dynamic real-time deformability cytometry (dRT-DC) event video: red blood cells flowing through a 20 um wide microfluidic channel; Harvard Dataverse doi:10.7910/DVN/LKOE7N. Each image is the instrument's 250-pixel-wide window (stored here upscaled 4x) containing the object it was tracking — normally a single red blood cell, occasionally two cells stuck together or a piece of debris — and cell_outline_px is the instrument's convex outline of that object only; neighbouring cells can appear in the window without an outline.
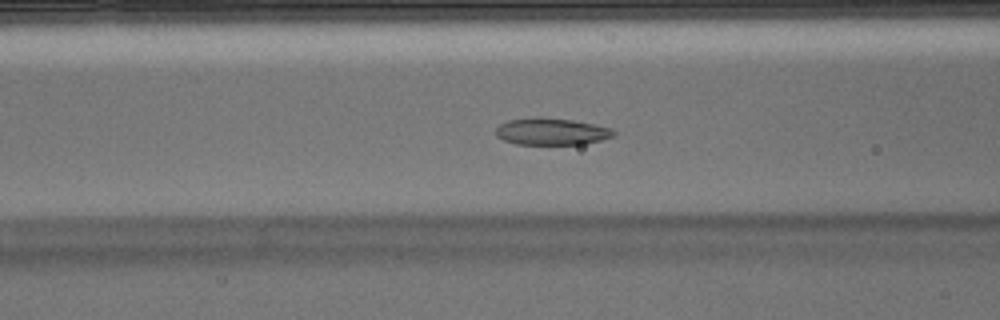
{"species": "Egyptian fruit bat (a non-hibernating species)", "species_latin": "Rousettus aegyptiacus", "temperature_condition": "warm", "stored_images_in_passage": 45, "camera_frame_rate_fps": 3000, "um_per_image_px": 0.085, "animal": {"sex": "male"}, "frame": {"image": 1, "passage_image": 14, "time_ms": 4.333, "image_size_px": [1000, 320], "cell_outline_px": [[616, 132], [612, 136], [600, 140], [584, 144], [516, 144], [504, 140], [496, 136], [496, 128], [500, 124], [508, 120], [536, 116], [540, 116], [572, 120], [612, 128]], "centroid_in_image_um": [46.84, 11.17], "position_along_channel_um": 119.8, "area_um2": 18.5}}
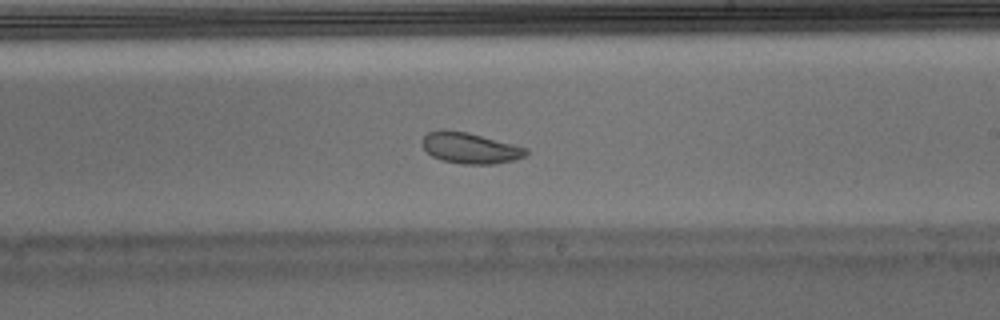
{"frame": {"image": 2, "passage_image": 24, "time_ms": 7.667, "image_size_px": [1000, 320], "cell_outline_px": [[528, 152], [524, 156], [516, 160], [496, 164], [460, 164], [444, 160], [432, 156], [424, 148], [424, 136], [428, 132], [440, 128], [444, 128], [468, 132], [528, 148]], "centroid_in_image_um": [39.98, 12.57], "position_along_channel_um": 249.0, "area_um2": 18.79}}
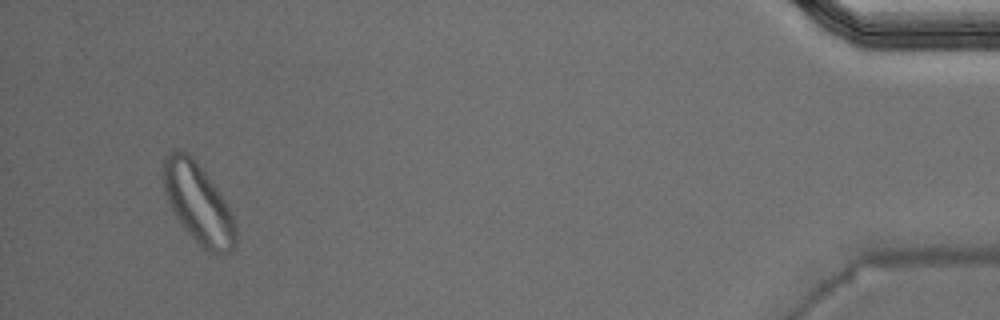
{"frame": {"image": 3, "passage_image": 43, "time_ms": 14.0, "image_size_px": [1000, 320], "cell_outline_px": [[236, 248], [228, 256], [208, 256], [176, 220], [172, 212], [164, 192], [164, 156], [168, 152], [176, 148], [188, 152], [196, 160], [220, 192], [236, 224]], "centroid_in_image_um": [16.87, 17.38], "position_along_channel_um": 418.3, "area_um2": 34.8}, "authors_computed_cell_mechanics": {"area_um2": 19.8254, "velocity_mm_per_s": 3.8798, "shape_relaxation_time_tau1_ms": null, "shape_relaxation_time_tau2_ms": 1.9, "deformation_change_tau1": null, "deformation_change_tau2": 0.0686}}